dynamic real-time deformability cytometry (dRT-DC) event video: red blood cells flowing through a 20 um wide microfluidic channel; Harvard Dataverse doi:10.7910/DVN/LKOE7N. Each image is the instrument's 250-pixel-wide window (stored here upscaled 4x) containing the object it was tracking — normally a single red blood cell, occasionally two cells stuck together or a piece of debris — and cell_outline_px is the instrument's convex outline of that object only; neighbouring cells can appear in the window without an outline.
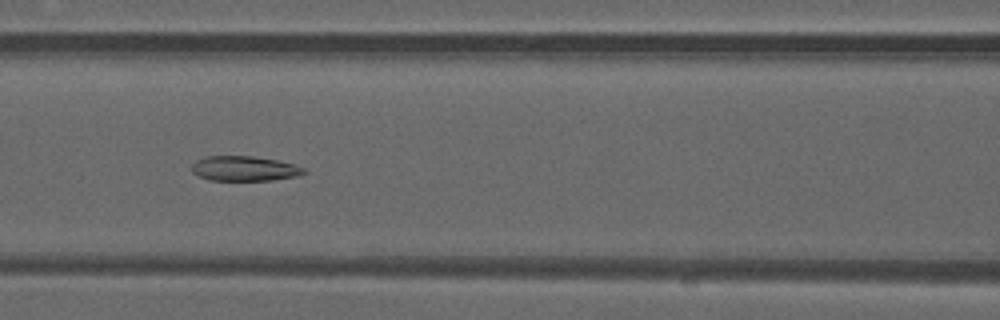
{"species": "common noctule bat (a hibernating species)", "species_latin": "Nyctalus noctula", "temperature_condition": "warm", "stored_images_in_passage": 40, "camera_frame_rate_fps": 3000, "um_per_image_px": 0.085, "animal": {"sex": "male", "forearm_length_mm": 52.5}, "frame": {"image": 1, "passage_image": 11, "time_ms": 3.333, "image_size_px": [1000, 320], "cell_outline_px": [[308, 172], [300, 176], [272, 180], [208, 180], [196, 176], [192, 172], [192, 164], [196, 160], [204, 156], [252, 156], [276, 160], [292, 164], [304, 168]], "centroid_in_image_um": [20.75, 14.33], "position_along_channel_um": 145.8, "area_um2": 16.42}}
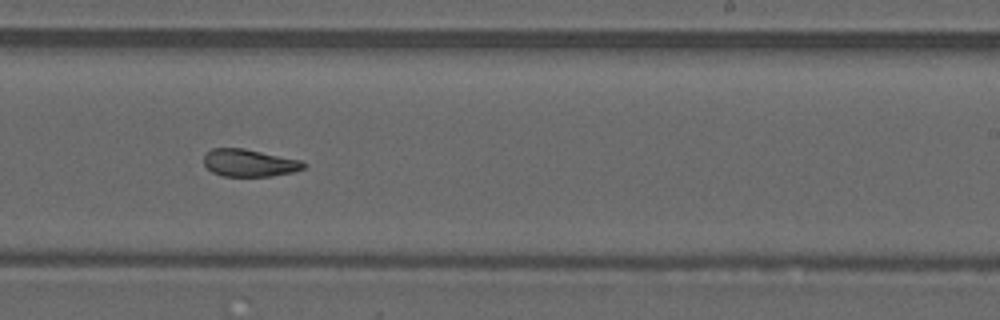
{"frame": {"image": 2, "passage_image": 20, "time_ms": 6.333, "image_size_px": [1000, 320], "cell_outline_px": [[308, 164], [304, 168], [292, 172], [272, 176], [224, 176], [212, 172], [204, 164], [204, 156], [212, 148], [244, 148], [304, 160]], "centroid_in_image_um": [21.24, 13.84], "position_along_channel_um": 267.8, "area_um2": 16.07}}
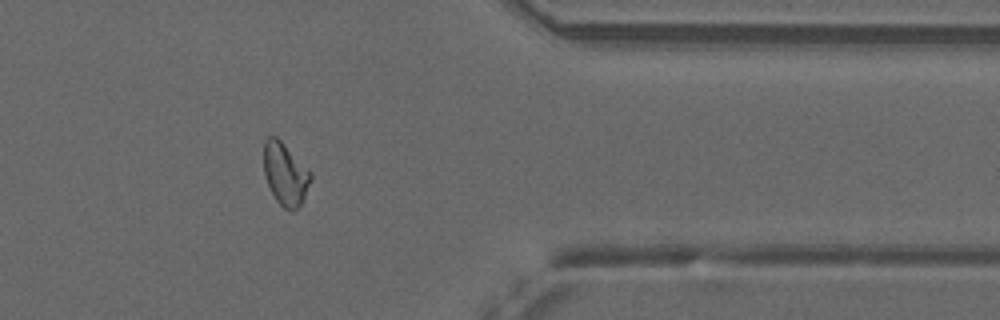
{"frame": {"image": 3, "passage_image": 30, "time_ms": 9.667, "image_size_px": [1000, 320], "cell_outline_px": [[312, 176], [304, 196], [300, 204], [292, 212], [284, 208], [276, 200], [268, 184], [264, 172], [264, 140], [268, 136], [276, 136], [312, 172]], "centroid_in_image_um": [24.24, 14.77], "position_along_channel_um": 387.2, "area_um2": 16.82}, "authors_computed_cell_mechanics": {"area_um2": 16.7909, "velocity_mm_per_s": 4.0889, "shape_relaxation_time_tau1_ms": null, "shape_relaxation_time_tau2_ms": 2.0882, "deformation_change_tau1": null, "deformation_change_tau2": 0.0809}}